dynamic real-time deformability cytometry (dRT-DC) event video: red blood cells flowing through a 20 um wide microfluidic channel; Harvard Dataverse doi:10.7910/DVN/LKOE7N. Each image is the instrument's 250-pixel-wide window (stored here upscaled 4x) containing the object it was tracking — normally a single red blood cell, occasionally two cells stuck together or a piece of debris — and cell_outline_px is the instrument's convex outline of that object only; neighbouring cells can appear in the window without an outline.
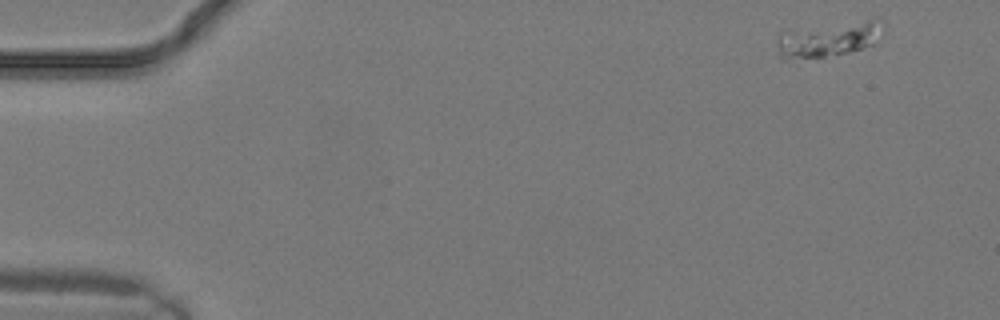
{"species": "common noctule bat (a hibernating species)", "species_latin": "Nyctalus noctula", "temperature_condition": "warm", "stored_images_in_passage": 9, "camera_frame_rate_fps": 3000, "um_per_image_px": 0.085, "animal": {"sex": "male", "body_mass_g": 19.2, "forearm_length_mm": 51.8}, "frame": {"image": 1, "passage_image": 1, "time_ms": 0.0, "image_size_px": [1000, 320], "cell_outline_px": [[876, 24], [872, 44], [848, 52], [824, 56], [784, 60], [780, 56], [780, 32], [868, 20], [872, 20]], "centroid_in_image_um": [70.24, 3.4], "position_along_channel_um": 14.8, "area_um2": 19.36}}